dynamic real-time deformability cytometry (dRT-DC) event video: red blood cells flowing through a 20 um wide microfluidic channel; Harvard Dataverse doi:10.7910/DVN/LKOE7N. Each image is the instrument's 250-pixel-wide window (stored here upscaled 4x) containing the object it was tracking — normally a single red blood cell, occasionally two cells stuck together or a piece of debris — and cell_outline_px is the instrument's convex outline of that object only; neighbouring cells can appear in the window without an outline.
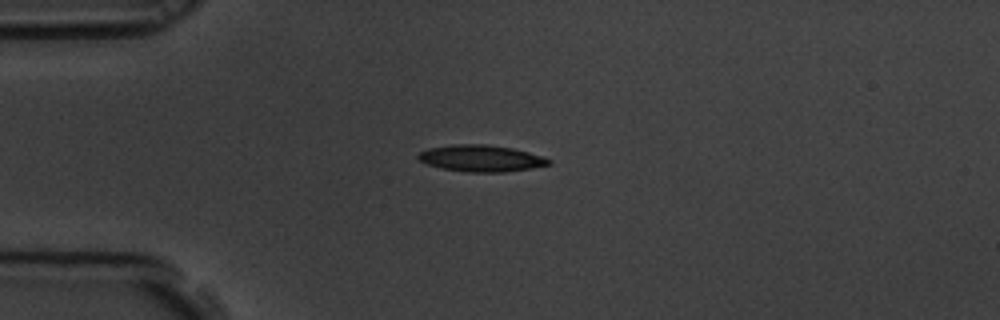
{"species": "common noctule bat (a hibernating species)", "species_latin": "Nyctalus noctula", "temperature_condition": "room temperature", "stored_images_in_passage": 45, "camera_frame_rate_fps": 3000, "um_per_image_px": 0.085, "animal": {"sex": "male", "body_mass_g": 19.5, "forearm_length_mm": 54.6}, "frame": {"image": 1, "passage_image": 1, "time_ms": 0.0, "image_size_px": [1000, 320], "cell_outline_px": [[552, 164], [532, 168], [504, 172], [468, 172], [440, 168], [428, 164], [420, 160], [416, 156], [420, 152], [428, 148], [452, 144], [488, 144], [512, 148], [544, 156], [552, 160]], "centroid_in_image_um": [40.92, 13.45], "position_along_channel_um": 44.1, "area_um2": 20.35}}
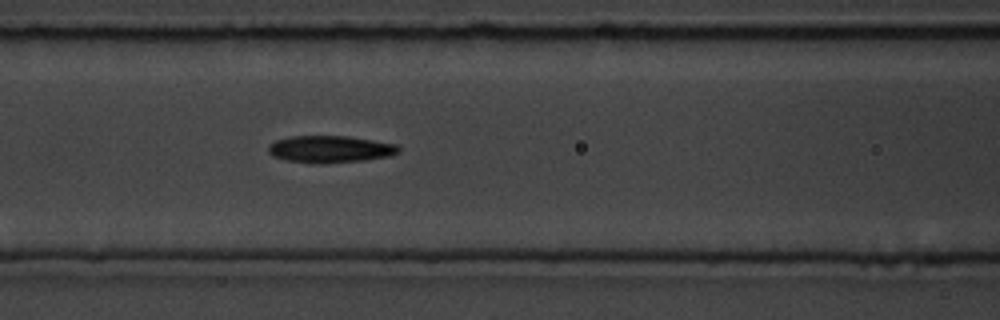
{"frame": {"image": 2, "passage_image": 11, "time_ms": 3.333, "image_size_px": [1000, 320], "cell_outline_px": [[400, 152], [388, 156], [364, 160], [324, 164], [316, 164], [288, 160], [272, 156], [268, 152], [268, 144], [276, 140], [292, 136], [348, 136], [396, 144], [400, 148]], "centroid_in_image_um": [28.04, 12.68], "position_along_channel_um": 138.6, "area_um2": 20.58}}
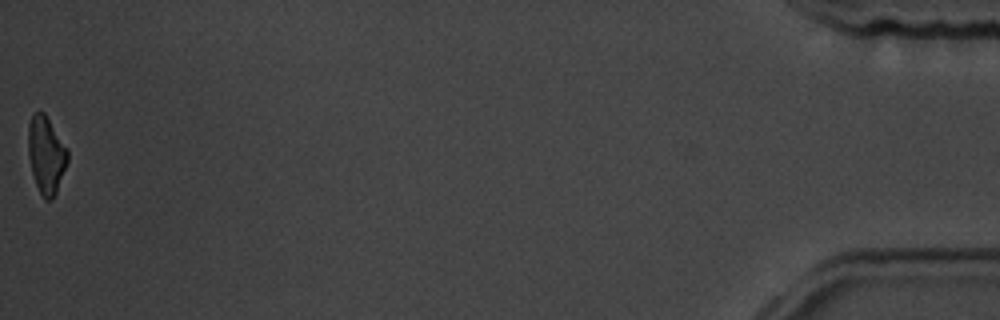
{"frame": {"image": 3, "passage_image": 45, "time_ms": 14.667, "image_size_px": [1000, 320], "cell_outline_px": [[68, 160], [56, 192], [52, 200], [44, 200], [36, 184], [32, 172], [28, 156], [28, 124], [32, 112], [44, 112], [68, 148]], "centroid_in_image_um": [3.91, 13.13], "position_along_channel_um": 431.3, "area_um2": 17.8}, "authors_computed_cell_mechanics": {"area_um2": 19.8254, "velocity_mm_per_s": 3.4647, "shape_relaxation_time_tau1_ms": 3.5351, "shape_relaxation_time_tau2_ms": 3.0996, "deformation_change_tau1": 0.1446, "deformation_change_tau2": 0.1114}}